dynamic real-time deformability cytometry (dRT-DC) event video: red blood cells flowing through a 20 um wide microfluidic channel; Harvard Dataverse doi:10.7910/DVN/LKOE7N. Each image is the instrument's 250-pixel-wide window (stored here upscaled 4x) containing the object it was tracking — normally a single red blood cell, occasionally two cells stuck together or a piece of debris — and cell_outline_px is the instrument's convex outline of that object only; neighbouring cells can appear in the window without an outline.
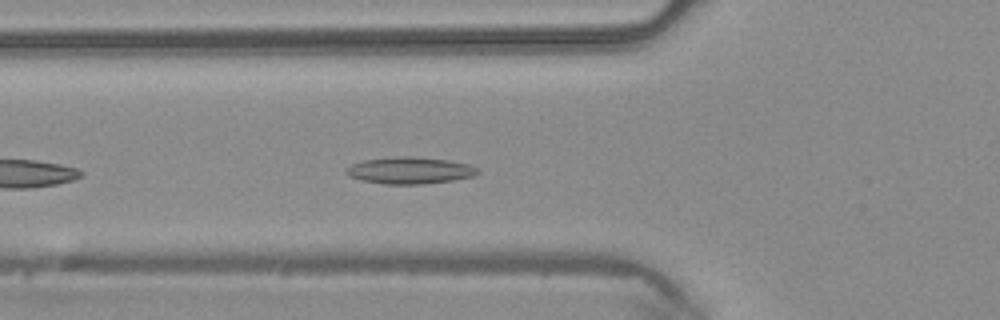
{"species": "common noctule bat (a hibernating species)", "species_latin": "Nyctalus noctula", "temperature_condition": "warm", "stored_images_in_passage": 35, "camera_frame_rate_fps": 3000, "um_per_image_px": 0.085, "animal": {"sex": "male", "body_mass_g": 20.4}, "frame": {"image": 1, "passage_image": 5, "time_ms": 1.333, "image_size_px": [1000, 320], "cell_outline_px": [[480, 172], [472, 176], [452, 180], [424, 184], [384, 184], [364, 180], [348, 176], [344, 172], [352, 164], [364, 160], [396, 156], [412, 156], [448, 160], [468, 164], [480, 168]], "centroid_in_image_um": [34.85, 14.48], "position_along_channel_um": 90.9, "area_um2": 20.46}}
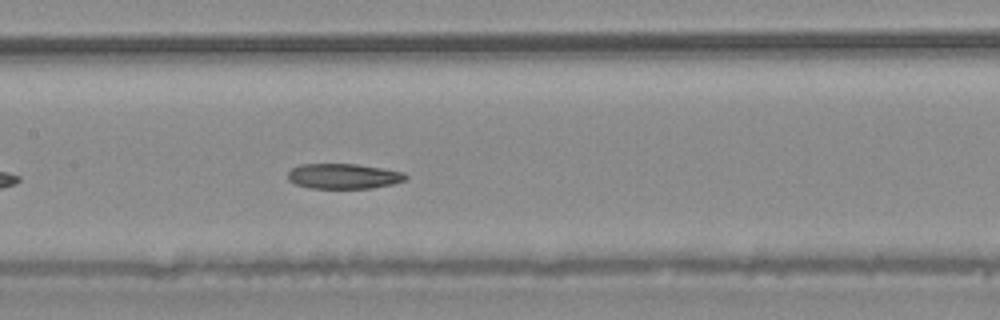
{"frame": {"image": 2, "passage_image": 11, "time_ms": 3.333, "image_size_px": [1000, 320], "cell_outline_px": [[408, 176], [404, 180], [392, 184], [372, 188], [312, 188], [296, 184], [288, 180], [288, 172], [292, 168], [300, 164], [356, 164], [384, 168], [404, 172]], "centroid_in_image_um": [29.21, 14.97], "position_along_channel_um": 178.2, "area_um2": 17.28}}
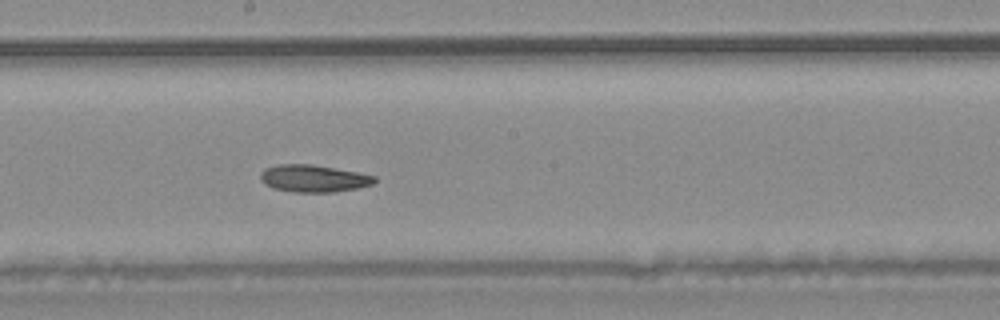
{"frame": {"image": 3, "passage_image": 14, "time_ms": 4.333, "image_size_px": [1000, 320], "cell_outline_px": [[376, 180], [372, 184], [356, 188], [336, 192], [292, 192], [272, 188], [264, 184], [260, 180], [260, 172], [264, 168], [276, 164], [312, 164], [360, 172], [376, 176]], "centroid_in_image_um": [26.62, 15.16], "position_along_channel_um": 221.6, "area_um2": 18.38}}